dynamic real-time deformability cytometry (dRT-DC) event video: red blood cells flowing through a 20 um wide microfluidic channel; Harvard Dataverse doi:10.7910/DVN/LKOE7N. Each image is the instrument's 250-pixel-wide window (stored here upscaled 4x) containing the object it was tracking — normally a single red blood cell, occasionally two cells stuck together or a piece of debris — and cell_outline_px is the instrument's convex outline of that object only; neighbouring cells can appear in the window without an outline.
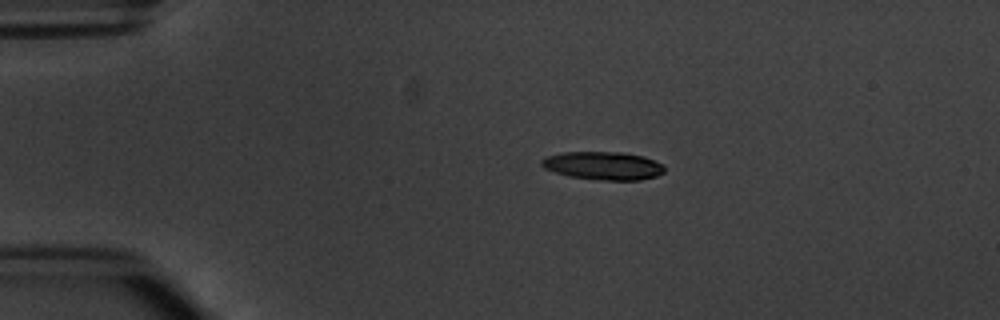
{"species": "common noctule bat (a hibernating species)", "species_latin": "Nyctalus noctula", "temperature_condition": "warm", "stored_images_in_passage": 5, "camera_frame_rate_fps": 3000, "um_per_image_px": 0.085, "animal": {"sex": "male", "body_mass_g": 20.1, "forearm_length_mm": 53.5}, "frame": {"image": 1, "passage_image": 2, "time_ms": 1.333, "image_size_px": [1000, 320], "cell_outline_px": [[664, 172], [656, 176], [640, 180], [600, 180], [568, 176], [544, 168], [540, 164], [540, 160], [544, 156], [564, 152], [624, 152], [644, 156], [664, 164]], "centroid_in_image_um": [51.27, 14.07], "position_along_channel_um": 33.7, "area_um2": 20.35}}
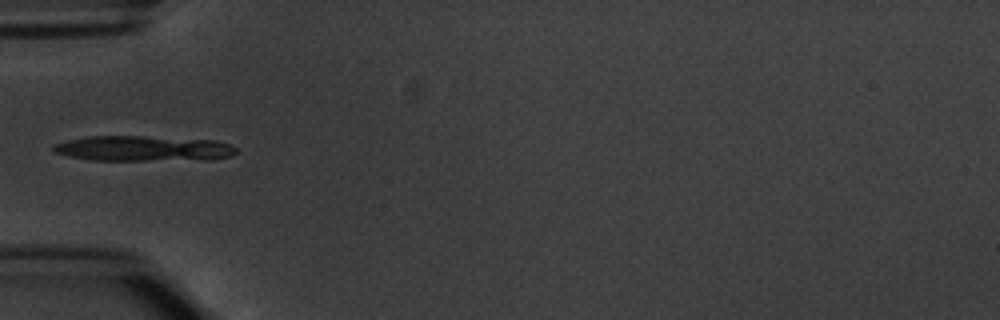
{"frame": {"image": 2, "passage_image": 4, "time_ms": 3.667, "image_size_px": [1000, 320], "cell_outline_px": [[236, 152], [232, 156], [212, 160], [92, 160], [72, 156], [56, 152], [52, 148], [52, 144], [68, 140], [88, 136], [144, 136], [216, 140], [232, 144], [236, 148]], "centroid_in_image_um": [12.27, 12.62], "position_along_channel_um": 72.7, "area_um2": 27.17}}